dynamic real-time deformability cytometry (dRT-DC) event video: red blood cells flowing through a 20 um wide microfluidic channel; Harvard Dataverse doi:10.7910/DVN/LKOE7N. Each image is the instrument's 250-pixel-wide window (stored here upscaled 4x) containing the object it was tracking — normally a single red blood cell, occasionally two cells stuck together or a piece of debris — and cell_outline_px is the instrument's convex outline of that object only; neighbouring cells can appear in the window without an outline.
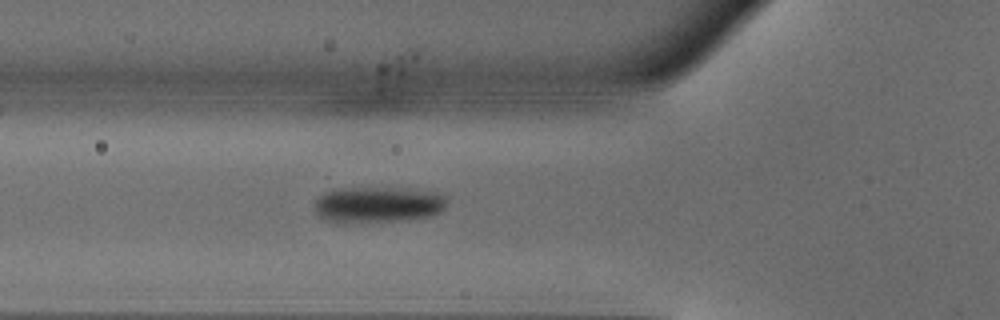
{"species": "common noctule bat (a hibernating species)", "species_latin": "Nyctalus noctula", "temperature_condition": "warm", "stored_images_in_passage": 45, "camera_frame_rate_fps": 3000, "um_per_image_px": 0.085, "animal": {"sex": "male", "body_mass_g": 18.8}, "frame": {"image": 1, "passage_image": 17, "time_ms": 5.333, "image_size_px": [1000, 320], "cell_outline_px": [[448, 204], [440, 212], [428, 216], [408, 220], [348, 224], [328, 220], [320, 216], [316, 212], [316, 200], [324, 192], [344, 188], [404, 188], [436, 192], [444, 196]], "centroid_in_image_um": [32.15, 17.41], "position_along_channel_um": 93.7, "area_um2": 27.98}}
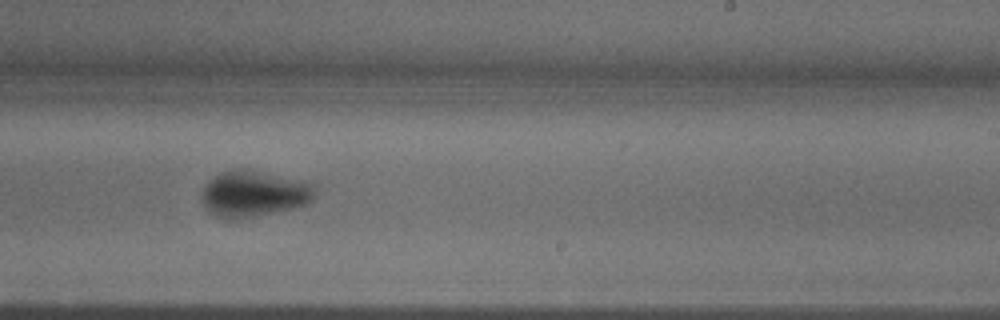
{"frame": {"image": 2, "passage_image": 30, "time_ms": 9.667, "image_size_px": [1000, 320], "cell_outline_px": [[312, 196], [308, 204], [292, 208], [232, 220], [216, 216], [204, 204], [204, 184], [212, 176], [220, 172], [240, 168], [300, 180], [312, 184]], "centroid_in_image_um": [21.52, 16.46], "position_along_channel_um": 267.5, "area_um2": 29.54}}
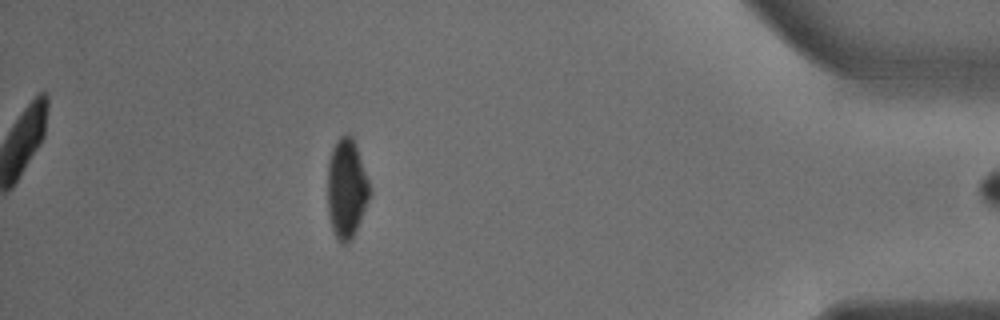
{"frame": {"image": 3, "passage_image": 44, "time_ms": 14.333, "image_size_px": [1000, 320], "cell_outline_px": [[368, 200], [352, 240], [344, 244], [340, 244], [332, 228], [328, 216], [328, 160], [332, 148], [336, 140], [344, 132], [348, 132], [352, 136], [356, 144], [368, 180]], "centroid_in_image_um": [29.42, 15.99], "position_along_channel_um": 405.8, "area_um2": 24.28}}